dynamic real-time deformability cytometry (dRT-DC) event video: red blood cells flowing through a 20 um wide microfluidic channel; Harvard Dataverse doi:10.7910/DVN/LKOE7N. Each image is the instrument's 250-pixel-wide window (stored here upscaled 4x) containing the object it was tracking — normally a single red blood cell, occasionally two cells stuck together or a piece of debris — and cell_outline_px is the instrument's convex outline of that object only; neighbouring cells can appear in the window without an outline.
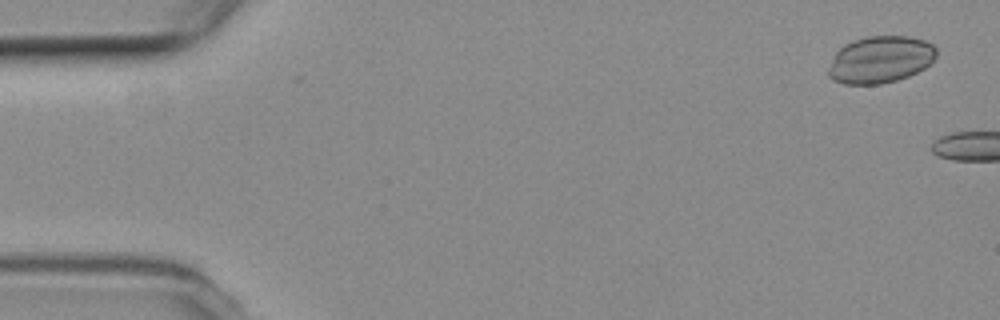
{"species": "common noctule bat (a hibernating species)", "species_latin": "Nyctalus noctula", "temperature_condition": "room temperature", "stored_images_in_passage": 12, "camera_frame_rate_fps": 3000, "um_per_image_px": 0.085, "animal": {"sex": "female", "body_mass_g": 19.3, "forearm_length_mm": 54.1}, "frame": {"image": 1, "passage_image": 3, "time_ms": 0.667, "image_size_px": [1000, 320], "cell_outline_px": [[936, 56], [924, 68], [908, 76], [896, 80], [880, 84], [844, 84], [832, 80], [828, 76], [828, 68], [836, 52], [844, 44], [852, 40], [868, 36], [908, 36], [924, 40], [932, 44], [936, 48]], "centroid_in_image_um": [74.8, 5.06], "position_along_channel_um": 10.2, "area_um2": 29.54}}